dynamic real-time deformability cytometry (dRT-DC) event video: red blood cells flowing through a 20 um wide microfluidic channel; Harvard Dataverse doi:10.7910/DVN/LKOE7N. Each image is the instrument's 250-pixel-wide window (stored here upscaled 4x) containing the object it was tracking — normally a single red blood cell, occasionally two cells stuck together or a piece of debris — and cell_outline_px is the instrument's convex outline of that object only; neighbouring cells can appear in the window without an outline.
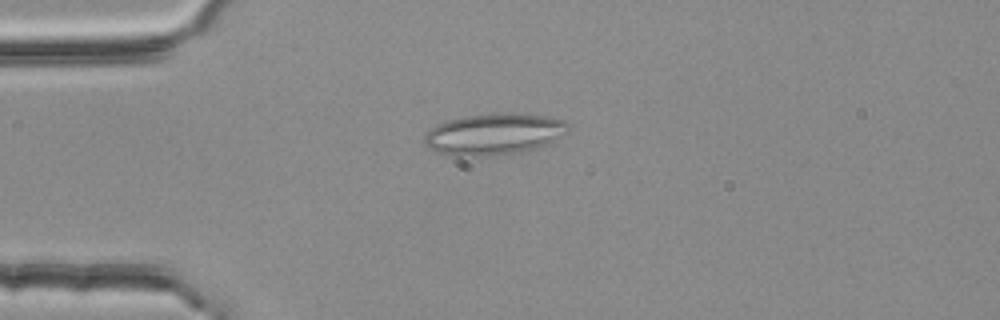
{"species": "common noctule bat (a hibernating species)", "species_latin": "Nyctalus noctula", "temperature_condition": "room temperature", "stored_images_in_passage": 44, "segment_of_instrument_passage": [1, 2], "camera_frame_rate_fps": 3000, "um_per_image_px": 0.085, "animal": {"sex": "female", "body_mass_g": 25.1}, "frame": {"image": 1, "passage_image": 3, "time_ms": 0.667, "image_size_px": [1000, 320], "cell_outline_px": [[568, 132], [564, 136], [548, 144], [508, 156], [456, 156], [440, 152], [424, 144], [424, 136], [436, 124], [448, 120], [464, 116], [504, 112], [516, 112], [544, 116], [564, 120], [568, 124]], "centroid_in_image_um": [42.04, 11.4], "position_along_channel_um": 43.0, "area_um2": 35.14}}